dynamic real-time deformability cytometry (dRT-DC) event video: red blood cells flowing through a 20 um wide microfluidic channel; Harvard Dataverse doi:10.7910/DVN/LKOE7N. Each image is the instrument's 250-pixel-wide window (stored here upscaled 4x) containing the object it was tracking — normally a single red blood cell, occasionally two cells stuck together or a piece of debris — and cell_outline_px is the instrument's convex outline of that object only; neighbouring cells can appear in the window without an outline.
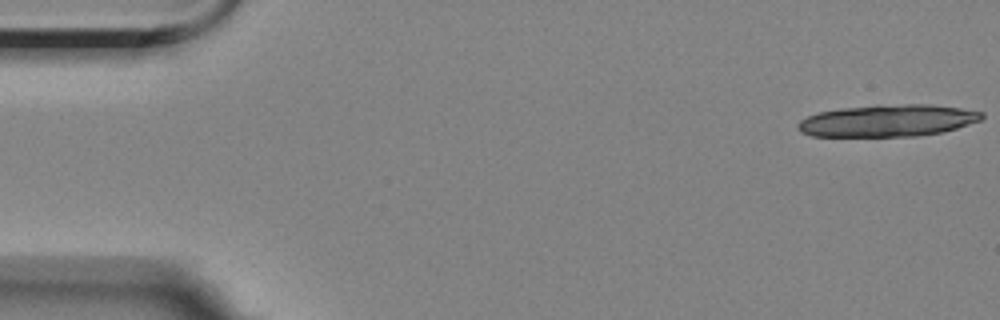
{"species": "Egyptian fruit bat (a non-hibernating species)", "species_latin": "Rousettus aegyptiacus", "temperature_condition": "room temperature", "stored_images_in_passage": 17, "camera_frame_rate_fps": 3000, "um_per_image_px": 0.085, "animal": {"sex": "female"}, "frame": {"image": 1, "passage_image": 1, "time_ms": 0.0, "image_size_px": [1000, 320], "cell_outline_px": [[984, 116], [980, 120], [956, 128], [940, 132], [916, 136], [812, 136], [800, 132], [796, 128], [796, 124], [800, 120], [808, 116], [820, 112], [840, 108], [876, 104], [928, 104], [960, 108], [984, 112]], "centroid_in_image_um": [75.42, 10.24], "position_along_channel_um": 9.6, "area_um2": 34.39}}